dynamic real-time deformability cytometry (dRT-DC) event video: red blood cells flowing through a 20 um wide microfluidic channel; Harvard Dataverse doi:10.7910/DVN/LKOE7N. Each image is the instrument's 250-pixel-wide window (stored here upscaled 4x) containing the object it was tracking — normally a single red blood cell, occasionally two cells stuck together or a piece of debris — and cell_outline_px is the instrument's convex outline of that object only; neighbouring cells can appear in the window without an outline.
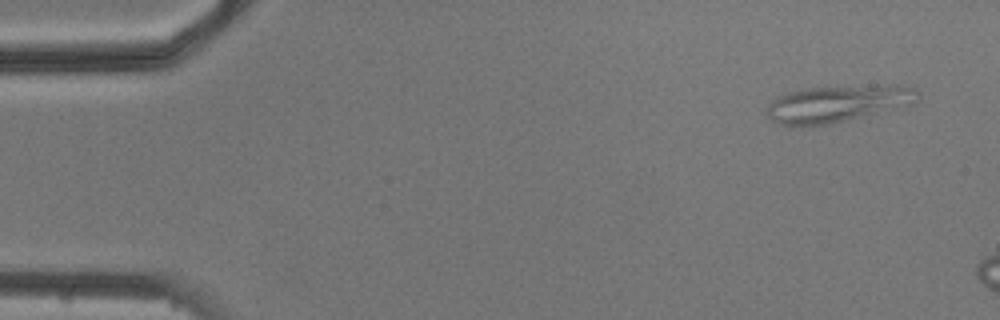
{"species": "common noctule bat (a hibernating species)", "species_latin": "Nyctalus noctula", "temperature_condition": "cold", "stored_images_in_passage": 3, "camera_frame_rate_fps": 3000, "um_per_image_px": 0.085, "animal": {"sex": "male", "body_mass_g": 20.5, "forearm_length_mm": 52.5}, "frame": {"image": 1, "passage_image": 1, "time_ms": 0.0, "image_size_px": [1000, 320], "cell_outline_px": [[920, 100], [916, 104], [900, 108], [832, 124], [812, 128], [788, 128], [772, 120], [764, 112], [764, 108], [776, 96], [788, 92], [808, 88], [876, 84], [896, 84], [916, 88], [920, 92]], "centroid_in_image_um": [71.22, 8.84], "position_along_channel_um": 13.8, "area_um2": 34.22}}